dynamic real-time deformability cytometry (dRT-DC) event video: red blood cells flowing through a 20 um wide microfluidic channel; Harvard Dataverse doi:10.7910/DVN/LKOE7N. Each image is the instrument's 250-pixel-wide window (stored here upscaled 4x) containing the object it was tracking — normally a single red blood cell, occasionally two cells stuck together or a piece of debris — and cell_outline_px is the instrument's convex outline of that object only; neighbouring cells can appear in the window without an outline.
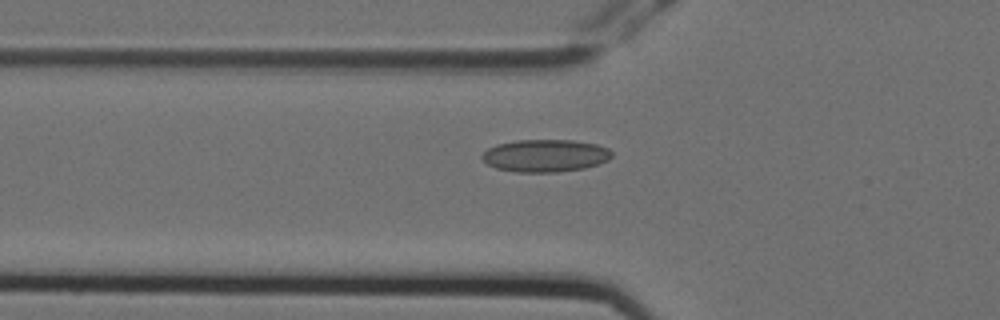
{"species": "Egyptian fruit bat (a non-hibernating species)", "species_latin": "Rousettus aegyptiacus", "temperature_condition": "cold", "stored_images_in_passage": 6, "camera_frame_rate_fps": 3000, "um_per_image_px": 0.085, "animal": {"sex": "female"}, "frame": {"image": 1, "passage_image": 6, "time_ms": 1.667, "image_size_px": [1000, 320], "cell_outline_px": [[612, 156], [608, 160], [584, 168], [556, 172], [516, 172], [496, 168], [488, 164], [480, 156], [488, 148], [496, 144], [516, 140], [572, 140], [596, 144], [608, 148], [612, 152]], "centroid_in_image_um": [46.33, 13.22], "position_along_channel_um": 79.5, "area_um2": 24.51}}